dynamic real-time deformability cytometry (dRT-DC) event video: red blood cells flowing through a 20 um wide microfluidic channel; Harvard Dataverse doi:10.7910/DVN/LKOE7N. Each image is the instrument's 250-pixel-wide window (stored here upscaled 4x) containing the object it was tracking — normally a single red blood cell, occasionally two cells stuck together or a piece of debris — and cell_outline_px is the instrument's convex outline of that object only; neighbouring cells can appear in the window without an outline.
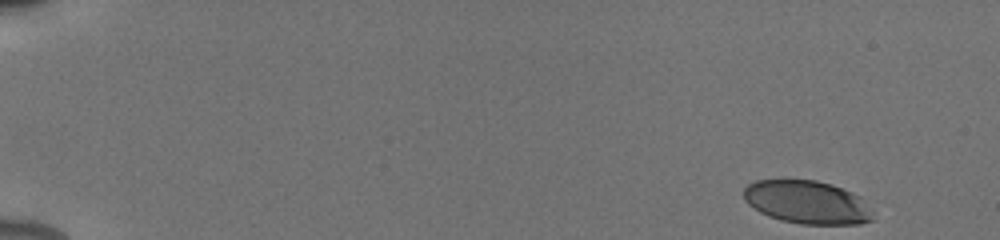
{"species": "human", "species_latin": "Homo sapiens", "temperature_condition": "cold", "stored_images_in_passage": 51, "camera_frame_rate_fps": 3000, "um_per_image_px": 0.085, "donor": {"sex": "male"}, "frame": {"image": 1, "passage_image": 1, "time_ms": 0.0, "image_size_px": [1000, 240], "cell_outline_px": [[872, 220], [860, 224], [800, 224], [780, 220], [768, 216], [760, 212], [748, 204], [744, 200], [744, 188], [748, 184], [756, 180], [816, 180], [832, 184], [852, 192], [860, 196], [872, 212]], "centroid_in_image_um": [68.59, 17.19], "position_along_channel_um": 16.4, "area_um2": 32.54}}
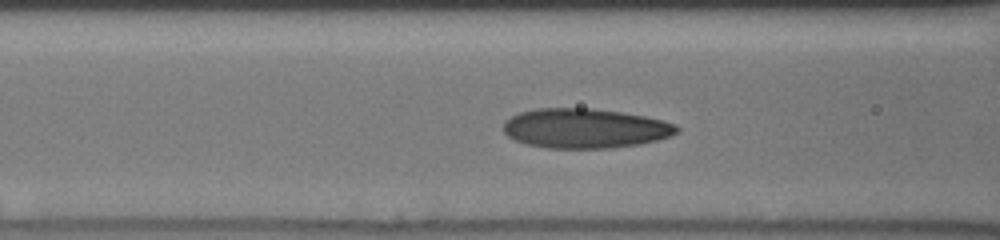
{"frame": {"image": 2, "passage_image": 21, "time_ms": 6.667, "image_size_px": [1000, 240], "cell_outline_px": [[680, 132], [656, 140], [640, 144], [612, 148], [544, 148], [524, 144], [508, 136], [504, 132], [504, 120], [520, 112], [536, 108], [592, 108], [620, 112], [644, 116], [676, 124], [680, 128]], "centroid_in_image_um": [49.71, 10.91], "position_along_channel_um": 116.9, "area_um2": 40.17}}
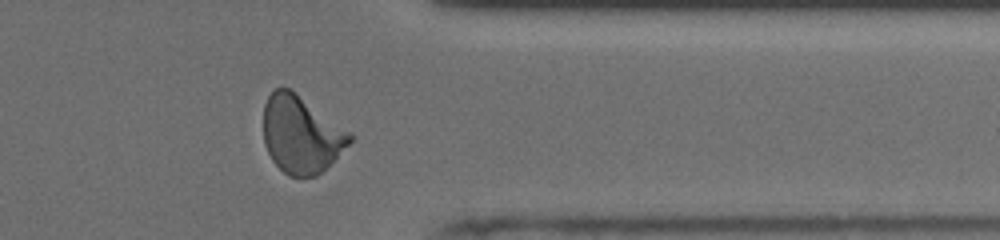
{"frame": {"image": 3, "passage_image": 42, "time_ms": 13.667, "image_size_px": [1000, 240], "cell_outline_px": [[356, 136], [316, 176], [288, 176], [272, 160], [264, 144], [264, 104], [268, 96], [276, 88], [288, 88]], "centroid_in_image_um": [25.57, 11.43], "position_along_channel_um": 385.8, "area_um2": 38.03}, "authors_computed_cell_mechanics": {"area_um2": 38.0324, "velocity_mm_per_s": 3.9005, "shape_relaxation_time_tau1_ms": 4.7153, "shape_relaxation_time_tau2_ms": 0.9415, "deformation_change_tau1": 0.1732, "deformation_change_tau2": 0.0712}}